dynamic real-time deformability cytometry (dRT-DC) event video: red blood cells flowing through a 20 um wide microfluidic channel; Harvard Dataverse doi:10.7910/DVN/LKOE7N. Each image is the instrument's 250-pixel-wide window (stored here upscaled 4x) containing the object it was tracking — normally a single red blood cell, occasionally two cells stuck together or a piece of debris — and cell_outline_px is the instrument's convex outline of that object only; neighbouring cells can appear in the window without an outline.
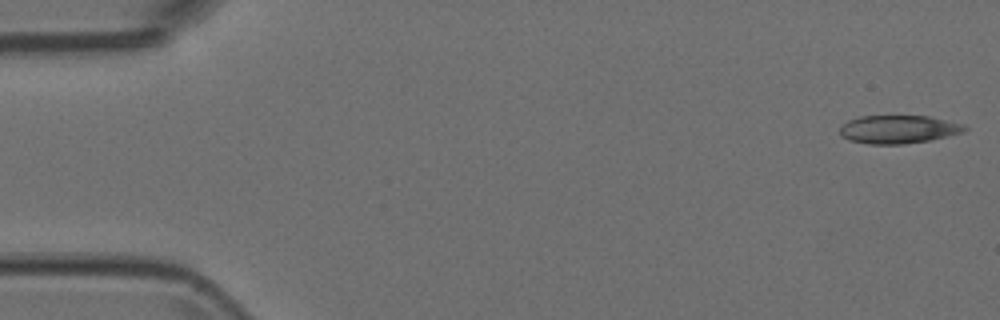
{"species": "Egyptian fruit bat (a non-hibernating species)", "species_latin": "Rousettus aegyptiacus", "temperature_condition": "room temperature", "stored_images_in_passage": 5, "camera_frame_rate_fps": 3000, "um_per_image_px": 0.085, "animal": {"sex": "female"}, "frame": {"image": 1, "passage_image": 1, "time_ms": 0.0, "image_size_px": [1000, 320], "cell_outline_px": [[968, 128], [964, 132], [928, 140], [904, 144], [868, 144], [852, 140], [840, 136], [840, 128], [848, 120], [860, 116], [928, 116], [964, 124]], "centroid_in_image_um": [76.36, 10.99], "position_along_channel_um": 8.6, "area_um2": 20.35}}
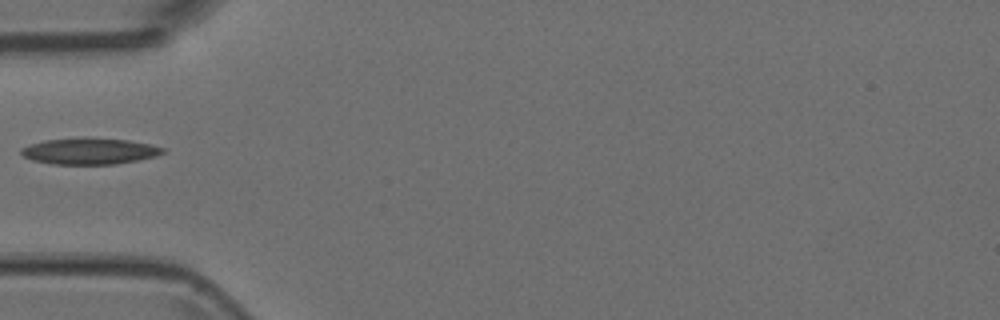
{"frame": {"image": 2, "passage_image": 5, "time_ms": 1.333, "image_size_px": [1000, 320], "cell_outline_px": [[164, 152], [156, 156], [136, 160], [112, 164], [52, 164], [32, 160], [24, 156], [20, 152], [20, 148], [44, 140], [128, 140], [148, 144], [164, 148]], "centroid_in_image_um": [7.59, 12.89], "position_along_channel_um": 77.4, "area_um2": 20.58}}